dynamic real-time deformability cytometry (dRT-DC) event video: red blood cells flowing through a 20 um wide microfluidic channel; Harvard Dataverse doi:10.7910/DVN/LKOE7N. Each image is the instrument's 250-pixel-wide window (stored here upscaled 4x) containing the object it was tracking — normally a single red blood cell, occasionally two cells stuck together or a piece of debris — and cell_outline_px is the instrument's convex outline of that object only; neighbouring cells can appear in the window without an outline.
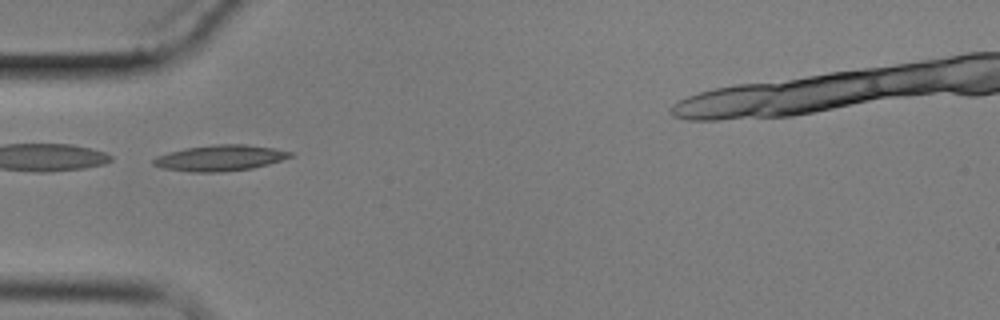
{"species": "common noctule bat (a hibernating species)", "species_latin": "Nyctalus noctula", "temperature_condition": "cold", "stored_images_in_passage": 5, "camera_frame_rate_fps": 3000, "um_per_image_px": 0.085, "animal": {"sex": "male", "body_mass_g": 17.9}, "frame": {"image": 1, "passage_image": 5, "time_ms": 5.333, "image_size_px": [1000, 320], "cell_outline_px": [[296, 152], [292, 156], [268, 164], [252, 168], [220, 172], [192, 172], [164, 168], [152, 164], [152, 160], [156, 156], [168, 152], [184, 148], [212, 144], [244, 144], [272, 148]], "centroid_in_image_um": [18.69, 13.42], "position_along_channel_um": 66.3, "area_um2": 20.63}}